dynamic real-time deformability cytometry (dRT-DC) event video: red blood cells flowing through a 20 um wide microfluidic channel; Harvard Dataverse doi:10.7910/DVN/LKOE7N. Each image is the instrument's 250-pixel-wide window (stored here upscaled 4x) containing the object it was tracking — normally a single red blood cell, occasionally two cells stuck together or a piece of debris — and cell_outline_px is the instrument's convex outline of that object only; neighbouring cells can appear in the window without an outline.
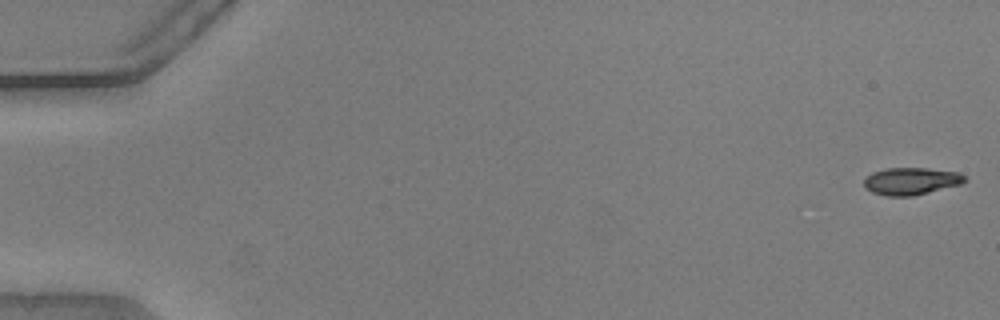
{"species": "common noctule bat (a hibernating species)", "species_latin": "Nyctalus noctula", "temperature_condition": "warm", "stored_images_in_passage": 54, "camera_frame_rate_fps": 3000, "um_per_image_px": 0.085, "animal": {"sex": "male", "body_mass_g": 20.5, "forearm_length_mm": 52.5}, "frame": {"image": 1, "passage_image": 1, "time_ms": 0.0, "image_size_px": [1000, 320], "cell_outline_px": [[968, 180], [960, 184], [912, 196], [888, 196], [872, 192], [864, 188], [864, 180], [872, 172], [888, 168], [928, 168], [960, 172]], "centroid_in_image_um": [77.44, 15.39], "position_along_channel_um": 7.6, "area_um2": 15.95}}
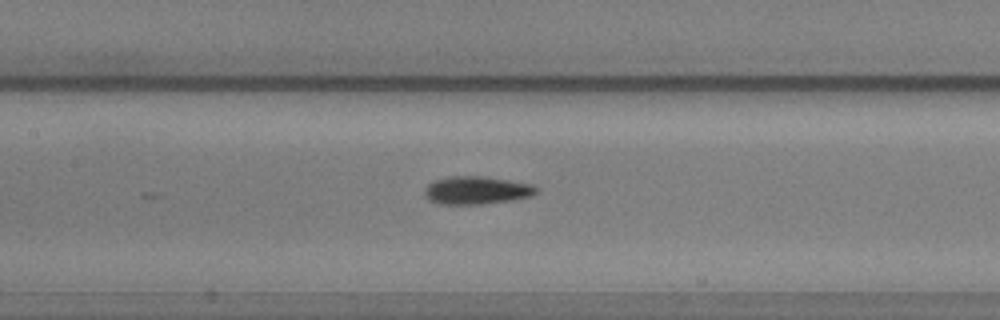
{"frame": {"image": 2, "passage_image": 26, "time_ms": 8.333, "image_size_px": [1000, 320], "cell_outline_px": [[536, 192], [532, 196], [512, 200], [480, 204], [440, 204], [428, 200], [424, 192], [424, 188], [428, 184], [436, 180], [452, 176], [480, 176], [508, 180], [532, 184], [536, 188]], "centroid_in_image_um": [40.49, 16.18], "position_along_channel_um": 166.9, "area_um2": 18.03}}
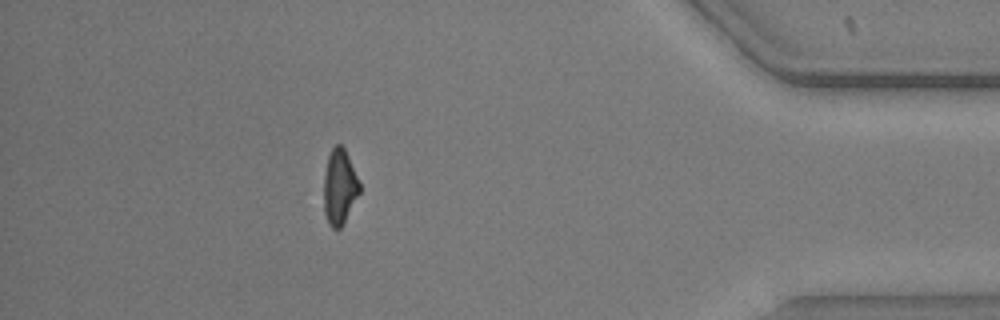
{"frame": {"image": 3, "passage_image": 48, "time_ms": 15.667, "image_size_px": [1000, 320], "cell_outline_px": [[360, 192], [340, 228], [332, 228], [328, 224], [324, 212], [324, 172], [328, 156], [332, 148], [336, 144], [340, 144], [344, 148], [348, 156], [360, 184]], "centroid_in_image_um": [28.84, 15.88], "position_along_channel_um": 406.4, "area_um2": 15.49}, "authors_computed_cell_mechanics": {"area_um2": 16.6464, "velocity_mm_per_s": 3.8407, "shape_relaxation_time_tau1_ms": 2.1754, "shape_relaxation_time_tau2_ms": 3.0664, "deformation_change_tau1": 0.1685, "deformation_change_tau2": 0.1203}}